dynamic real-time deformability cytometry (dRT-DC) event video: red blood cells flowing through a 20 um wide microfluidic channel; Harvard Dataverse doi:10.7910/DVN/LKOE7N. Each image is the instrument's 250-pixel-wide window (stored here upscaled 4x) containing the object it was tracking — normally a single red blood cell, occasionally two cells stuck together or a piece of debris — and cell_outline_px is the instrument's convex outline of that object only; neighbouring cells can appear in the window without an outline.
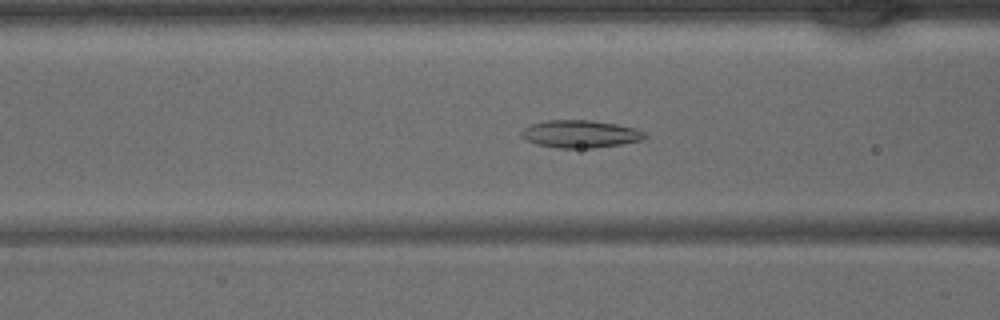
{"species": "common noctule bat (a hibernating species)", "species_latin": "Nyctalus noctula", "temperature_condition": "warm", "stored_images_in_passage": 37, "camera_frame_rate_fps": 3000, "um_per_image_px": 0.085, "animal": {"sex": "male", "body_mass_g": 15.6}, "frame": {"image": 1, "passage_image": 11, "time_ms": 3.333, "image_size_px": [1000, 320], "cell_outline_px": [[648, 136], [640, 140], [620, 144], [592, 148], [556, 148], [536, 144], [524, 140], [520, 136], [520, 132], [524, 128], [532, 124], [548, 120], [592, 120], [616, 124], [636, 128], [644, 132]], "centroid_in_image_um": [49.28, 11.39], "position_along_channel_um": 117.3, "area_um2": 19.88}}
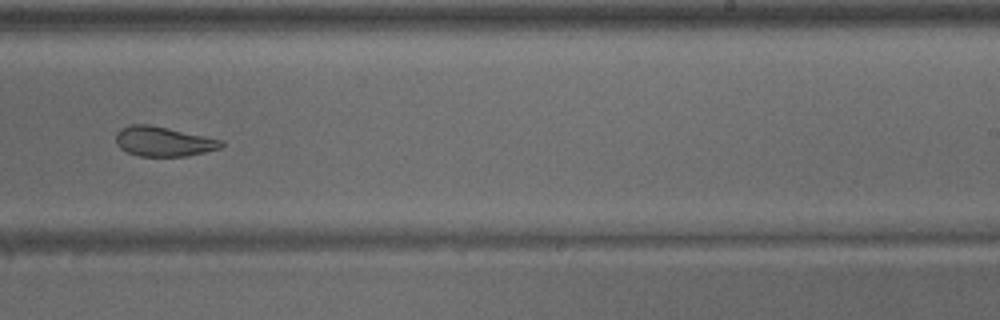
{"frame": {"image": 2, "passage_image": 21, "time_ms": 6.667, "image_size_px": [1000, 320], "cell_outline_px": [[224, 144], [220, 148], [188, 156], [140, 156], [128, 152], [120, 148], [116, 144], [116, 132], [120, 128], [132, 124], [148, 124], [224, 140]], "centroid_in_image_um": [13.88, 12.02], "position_along_channel_um": 275.1, "area_um2": 18.21}}
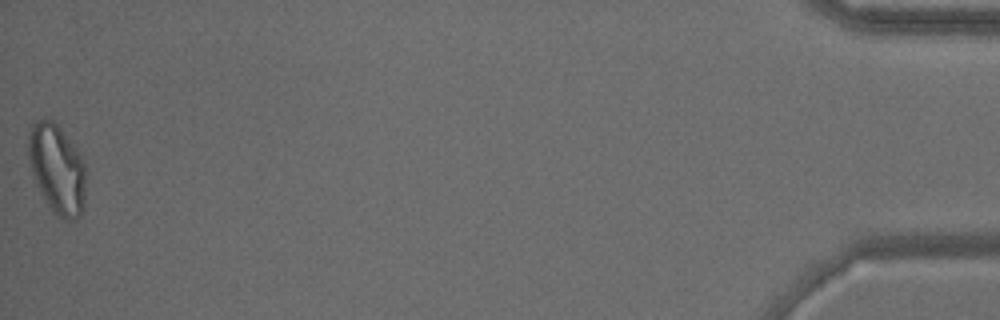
{"frame": {"image": 3, "passage_image": 37, "time_ms": 12.0, "image_size_px": [1000, 320], "cell_outline_px": [[88, 172], [84, 204], [80, 216], [72, 220], [60, 216], [52, 212], [40, 192], [36, 184], [32, 172], [28, 156], [28, 136], [32, 124], [36, 120], [44, 116], [52, 120], [60, 128], [76, 148], [84, 160]], "centroid_in_image_um": [4.87, 14.34], "position_along_channel_um": 430.3, "area_um2": 30.46}}